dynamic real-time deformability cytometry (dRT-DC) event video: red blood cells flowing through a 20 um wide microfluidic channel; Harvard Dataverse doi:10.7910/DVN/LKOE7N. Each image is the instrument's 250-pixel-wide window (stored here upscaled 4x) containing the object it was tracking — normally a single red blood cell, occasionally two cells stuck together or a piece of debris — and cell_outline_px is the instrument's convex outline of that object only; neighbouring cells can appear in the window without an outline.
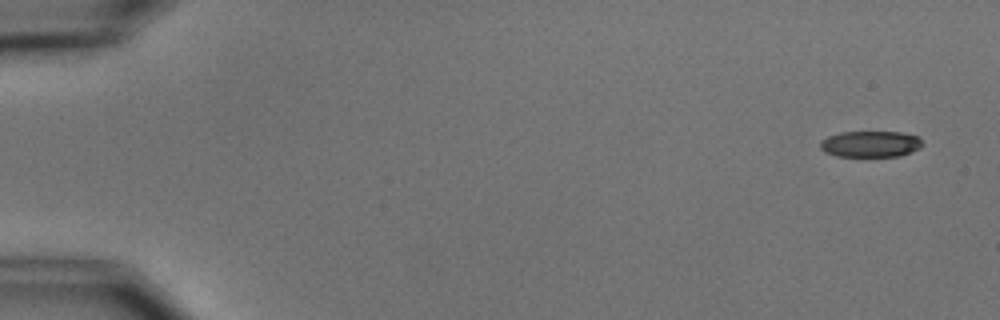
{"species": "common noctule bat (a hibernating species)", "species_latin": "Nyctalus noctula", "temperature_condition": "cold", "stored_images_in_passage": 4, "camera_frame_rate_fps": 3000, "um_per_image_px": 0.085, "animal": {"sex": "male", "body_mass_g": 15.6}, "frame": {"image": 1, "passage_image": 1, "time_ms": 0.0, "image_size_px": [1000, 320], "cell_outline_px": [[924, 144], [920, 148], [912, 152], [900, 156], [836, 156], [824, 152], [820, 148], [820, 140], [828, 136], [840, 132], [900, 132], [920, 136]], "centroid_in_image_um": [74.01, 12.24], "position_along_channel_um": 11.0, "area_um2": 15.84}}
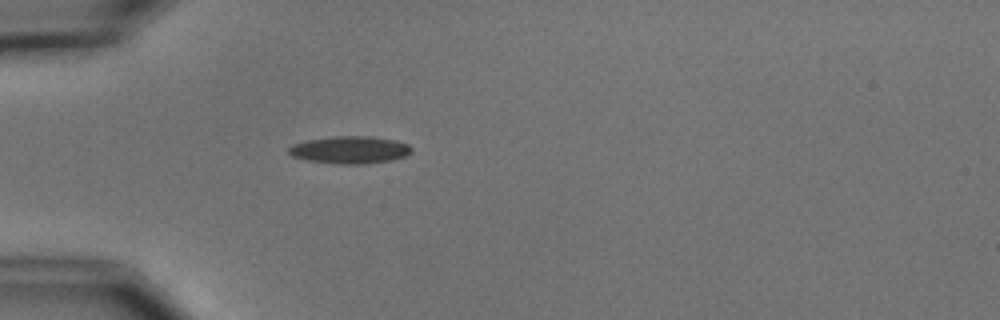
{"frame": {"image": 2, "passage_image": 4, "time_ms": 4.667, "image_size_px": [1000, 320], "cell_outline_px": [[412, 152], [404, 156], [388, 160], [368, 164], [336, 164], [308, 160], [292, 156], [288, 152], [288, 148], [292, 144], [308, 140], [332, 136], [372, 136], [396, 140], [408, 144], [412, 148]], "centroid_in_image_um": [29.74, 12.73], "position_along_channel_um": 55.3, "area_um2": 19.65}}